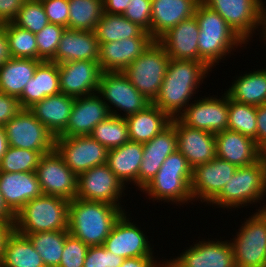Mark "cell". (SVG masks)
Masks as SVG:
<instances>
[{
	"label": "cell",
	"instance_id": "cell-52",
	"mask_svg": "<svg viewBox=\"0 0 266 267\" xmlns=\"http://www.w3.org/2000/svg\"><path fill=\"white\" fill-rule=\"evenodd\" d=\"M155 256L125 258L120 267H165L166 263L156 260Z\"/></svg>",
	"mask_w": 266,
	"mask_h": 267
},
{
	"label": "cell",
	"instance_id": "cell-32",
	"mask_svg": "<svg viewBox=\"0 0 266 267\" xmlns=\"http://www.w3.org/2000/svg\"><path fill=\"white\" fill-rule=\"evenodd\" d=\"M130 141L146 143L171 124V118L151 103L144 110L125 118Z\"/></svg>",
	"mask_w": 266,
	"mask_h": 267
},
{
	"label": "cell",
	"instance_id": "cell-3",
	"mask_svg": "<svg viewBox=\"0 0 266 267\" xmlns=\"http://www.w3.org/2000/svg\"><path fill=\"white\" fill-rule=\"evenodd\" d=\"M194 16L200 29L199 57L211 69L219 61L225 60L226 56L231 55L232 50L234 52L236 48L246 44L215 10L201 1L196 7Z\"/></svg>",
	"mask_w": 266,
	"mask_h": 267
},
{
	"label": "cell",
	"instance_id": "cell-17",
	"mask_svg": "<svg viewBox=\"0 0 266 267\" xmlns=\"http://www.w3.org/2000/svg\"><path fill=\"white\" fill-rule=\"evenodd\" d=\"M130 214L124 212L114 224L103 246L110 252L125 258L154 256L148 236L141 227L130 220Z\"/></svg>",
	"mask_w": 266,
	"mask_h": 267
},
{
	"label": "cell",
	"instance_id": "cell-29",
	"mask_svg": "<svg viewBox=\"0 0 266 267\" xmlns=\"http://www.w3.org/2000/svg\"><path fill=\"white\" fill-rule=\"evenodd\" d=\"M61 93L58 64L42 61L35 71L34 77L24 87L18 98L21 109H29L44 98Z\"/></svg>",
	"mask_w": 266,
	"mask_h": 267
},
{
	"label": "cell",
	"instance_id": "cell-33",
	"mask_svg": "<svg viewBox=\"0 0 266 267\" xmlns=\"http://www.w3.org/2000/svg\"><path fill=\"white\" fill-rule=\"evenodd\" d=\"M41 60L10 58L0 66V92L19 98Z\"/></svg>",
	"mask_w": 266,
	"mask_h": 267
},
{
	"label": "cell",
	"instance_id": "cell-24",
	"mask_svg": "<svg viewBox=\"0 0 266 267\" xmlns=\"http://www.w3.org/2000/svg\"><path fill=\"white\" fill-rule=\"evenodd\" d=\"M176 150L177 134L172 124L152 140L143 143V159L138 171L140 191L154 178L165 159Z\"/></svg>",
	"mask_w": 266,
	"mask_h": 267
},
{
	"label": "cell",
	"instance_id": "cell-34",
	"mask_svg": "<svg viewBox=\"0 0 266 267\" xmlns=\"http://www.w3.org/2000/svg\"><path fill=\"white\" fill-rule=\"evenodd\" d=\"M225 92L238 103L254 106L266 104V68L237 76Z\"/></svg>",
	"mask_w": 266,
	"mask_h": 267
},
{
	"label": "cell",
	"instance_id": "cell-47",
	"mask_svg": "<svg viewBox=\"0 0 266 267\" xmlns=\"http://www.w3.org/2000/svg\"><path fill=\"white\" fill-rule=\"evenodd\" d=\"M122 14L151 35V0H130Z\"/></svg>",
	"mask_w": 266,
	"mask_h": 267
},
{
	"label": "cell",
	"instance_id": "cell-54",
	"mask_svg": "<svg viewBox=\"0 0 266 267\" xmlns=\"http://www.w3.org/2000/svg\"><path fill=\"white\" fill-rule=\"evenodd\" d=\"M14 230V222L0 221V263L3 260L7 238Z\"/></svg>",
	"mask_w": 266,
	"mask_h": 267
},
{
	"label": "cell",
	"instance_id": "cell-41",
	"mask_svg": "<svg viewBox=\"0 0 266 267\" xmlns=\"http://www.w3.org/2000/svg\"><path fill=\"white\" fill-rule=\"evenodd\" d=\"M11 58H30L38 60L36 35L19 28L13 23L4 24Z\"/></svg>",
	"mask_w": 266,
	"mask_h": 267
},
{
	"label": "cell",
	"instance_id": "cell-10",
	"mask_svg": "<svg viewBox=\"0 0 266 267\" xmlns=\"http://www.w3.org/2000/svg\"><path fill=\"white\" fill-rule=\"evenodd\" d=\"M4 128L10 147L34 151L54 150V135L29 109H21Z\"/></svg>",
	"mask_w": 266,
	"mask_h": 267
},
{
	"label": "cell",
	"instance_id": "cell-42",
	"mask_svg": "<svg viewBox=\"0 0 266 267\" xmlns=\"http://www.w3.org/2000/svg\"><path fill=\"white\" fill-rule=\"evenodd\" d=\"M50 151H34L16 147H8L2 157L0 172H35L41 156Z\"/></svg>",
	"mask_w": 266,
	"mask_h": 267
},
{
	"label": "cell",
	"instance_id": "cell-19",
	"mask_svg": "<svg viewBox=\"0 0 266 267\" xmlns=\"http://www.w3.org/2000/svg\"><path fill=\"white\" fill-rule=\"evenodd\" d=\"M58 68L61 93L76 98L98 92L102 73L98 62L68 61Z\"/></svg>",
	"mask_w": 266,
	"mask_h": 267
},
{
	"label": "cell",
	"instance_id": "cell-28",
	"mask_svg": "<svg viewBox=\"0 0 266 267\" xmlns=\"http://www.w3.org/2000/svg\"><path fill=\"white\" fill-rule=\"evenodd\" d=\"M98 58L99 42L93 31L66 28L52 62L57 64L83 60L98 62Z\"/></svg>",
	"mask_w": 266,
	"mask_h": 267
},
{
	"label": "cell",
	"instance_id": "cell-31",
	"mask_svg": "<svg viewBox=\"0 0 266 267\" xmlns=\"http://www.w3.org/2000/svg\"><path fill=\"white\" fill-rule=\"evenodd\" d=\"M142 159L143 143L129 141L120 147L110 149L106 164L124 186L132 183L138 188V171Z\"/></svg>",
	"mask_w": 266,
	"mask_h": 267
},
{
	"label": "cell",
	"instance_id": "cell-57",
	"mask_svg": "<svg viewBox=\"0 0 266 267\" xmlns=\"http://www.w3.org/2000/svg\"><path fill=\"white\" fill-rule=\"evenodd\" d=\"M9 147L4 126H0V163Z\"/></svg>",
	"mask_w": 266,
	"mask_h": 267
},
{
	"label": "cell",
	"instance_id": "cell-14",
	"mask_svg": "<svg viewBox=\"0 0 266 267\" xmlns=\"http://www.w3.org/2000/svg\"><path fill=\"white\" fill-rule=\"evenodd\" d=\"M199 97L193 100L178 117L187 127L217 134L228 129L229 96Z\"/></svg>",
	"mask_w": 266,
	"mask_h": 267
},
{
	"label": "cell",
	"instance_id": "cell-16",
	"mask_svg": "<svg viewBox=\"0 0 266 267\" xmlns=\"http://www.w3.org/2000/svg\"><path fill=\"white\" fill-rule=\"evenodd\" d=\"M208 240V241H207ZM201 239L186 247L173 259L165 258L167 267H235L230 241ZM195 243V244H194Z\"/></svg>",
	"mask_w": 266,
	"mask_h": 267
},
{
	"label": "cell",
	"instance_id": "cell-21",
	"mask_svg": "<svg viewBox=\"0 0 266 267\" xmlns=\"http://www.w3.org/2000/svg\"><path fill=\"white\" fill-rule=\"evenodd\" d=\"M171 124L177 134V150L187 159L192 169L216 157L215 134L187 127L178 118H173Z\"/></svg>",
	"mask_w": 266,
	"mask_h": 267
},
{
	"label": "cell",
	"instance_id": "cell-51",
	"mask_svg": "<svg viewBox=\"0 0 266 267\" xmlns=\"http://www.w3.org/2000/svg\"><path fill=\"white\" fill-rule=\"evenodd\" d=\"M257 147L266 154V104L257 106Z\"/></svg>",
	"mask_w": 266,
	"mask_h": 267
},
{
	"label": "cell",
	"instance_id": "cell-23",
	"mask_svg": "<svg viewBox=\"0 0 266 267\" xmlns=\"http://www.w3.org/2000/svg\"><path fill=\"white\" fill-rule=\"evenodd\" d=\"M199 33L198 22L193 16L168 29L156 41L165 49L170 59L204 62L199 57Z\"/></svg>",
	"mask_w": 266,
	"mask_h": 267
},
{
	"label": "cell",
	"instance_id": "cell-6",
	"mask_svg": "<svg viewBox=\"0 0 266 267\" xmlns=\"http://www.w3.org/2000/svg\"><path fill=\"white\" fill-rule=\"evenodd\" d=\"M69 204L51 195L34 198L15 214L14 230L20 234L68 230Z\"/></svg>",
	"mask_w": 266,
	"mask_h": 267
},
{
	"label": "cell",
	"instance_id": "cell-55",
	"mask_svg": "<svg viewBox=\"0 0 266 267\" xmlns=\"http://www.w3.org/2000/svg\"><path fill=\"white\" fill-rule=\"evenodd\" d=\"M7 36L4 31V24L0 25V66L10 59Z\"/></svg>",
	"mask_w": 266,
	"mask_h": 267
},
{
	"label": "cell",
	"instance_id": "cell-36",
	"mask_svg": "<svg viewBox=\"0 0 266 267\" xmlns=\"http://www.w3.org/2000/svg\"><path fill=\"white\" fill-rule=\"evenodd\" d=\"M98 42H112L134 37H151L138 24L132 23L122 14L103 13L94 30Z\"/></svg>",
	"mask_w": 266,
	"mask_h": 267
},
{
	"label": "cell",
	"instance_id": "cell-18",
	"mask_svg": "<svg viewBox=\"0 0 266 267\" xmlns=\"http://www.w3.org/2000/svg\"><path fill=\"white\" fill-rule=\"evenodd\" d=\"M238 167L217 156L210 162L198 165L192 170L190 190L193 201L209 203L221 192Z\"/></svg>",
	"mask_w": 266,
	"mask_h": 267
},
{
	"label": "cell",
	"instance_id": "cell-5",
	"mask_svg": "<svg viewBox=\"0 0 266 267\" xmlns=\"http://www.w3.org/2000/svg\"><path fill=\"white\" fill-rule=\"evenodd\" d=\"M266 196V154L257 162L238 167L221 192L209 203L222 209L260 204ZM244 205V206H243Z\"/></svg>",
	"mask_w": 266,
	"mask_h": 267
},
{
	"label": "cell",
	"instance_id": "cell-37",
	"mask_svg": "<svg viewBox=\"0 0 266 267\" xmlns=\"http://www.w3.org/2000/svg\"><path fill=\"white\" fill-rule=\"evenodd\" d=\"M103 13V0H69L68 29L94 32Z\"/></svg>",
	"mask_w": 266,
	"mask_h": 267
},
{
	"label": "cell",
	"instance_id": "cell-1",
	"mask_svg": "<svg viewBox=\"0 0 266 267\" xmlns=\"http://www.w3.org/2000/svg\"><path fill=\"white\" fill-rule=\"evenodd\" d=\"M211 71L205 62L170 59L159 93L152 103L171 119L178 118Z\"/></svg>",
	"mask_w": 266,
	"mask_h": 267
},
{
	"label": "cell",
	"instance_id": "cell-30",
	"mask_svg": "<svg viewBox=\"0 0 266 267\" xmlns=\"http://www.w3.org/2000/svg\"><path fill=\"white\" fill-rule=\"evenodd\" d=\"M74 101L75 97L59 93L35 103L29 110L56 138L66 129Z\"/></svg>",
	"mask_w": 266,
	"mask_h": 267
},
{
	"label": "cell",
	"instance_id": "cell-11",
	"mask_svg": "<svg viewBox=\"0 0 266 267\" xmlns=\"http://www.w3.org/2000/svg\"><path fill=\"white\" fill-rule=\"evenodd\" d=\"M125 187L108 165L103 164L78 175L76 198L105 202L123 209L120 202L121 198L126 195L124 191L127 188Z\"/></svg>",
	"mask_w": 266,
	"mask_h": 267
},
{
	"label": "cell",
	"instance_id": "cell-48",
	"mask_svg": "<svg viewBox=\"0 0 266 267\" xmlns=\"http://www.w3.org/2000/svg\"><path fill=\"white\" fill-rule=\"evenodd\" d=\"M49 23L68 28L69 0H41Z\"/></svg>",
	"mask_w": 266,
	"mask_h": 267
},
{
	"label": "cell",
	"instance_id": "cell-4",
	"mask_svg": "<svg viewBox=\"0 0 266 267\" xmlns=\"http://www.w3.org/2000/svg\"><path fill=\"white\" fill-rule=\"evenodd\" d=\"M192 168L183 154L176 150L162 163L154 178L141 190L149 199L183 205L193 203L190 190Z\"/></svg>",
	"mask_w": 266,
	"mask_h": 267
},
{
	"label": "cell",
	"instance_id": "cell-50",
	"mask_svg": "<svg viewBox=\"0 0 266 267\" xmlns=\"http://www.w3.org/2000/svg\"><path fill=\"white\" fill-rule=\"evenodd\" d=\"M25 0H0V25L12 23Z\"/></svg>",
	"mask_w": 266,
	"mask_h": 267
},
{
	"label": "cell",
	"instance_id": "cell-44",
	"mask_svg": "<svg viewBox=\"0 0 266 267\" xmlns=\"http://www.w3.org/2000/svg\"><path fill=\"white\" fill-rule=\"evenodd\" d=\"M65 27L51 24L46 25L41 31L36 33V43L38 48V60L52 61Z\"/></svg>",
	"mask_w": 266,
	"mask_h": 267
},
{
	"label": "cell",
	"instance_id": "cell-43",
	"mask_svg": "<svg viewBox=\"0 0 266 267\" xmlns=\"http://www.w3.org/2000/svg\"><path fill=\"white\" fill-rule=\"evenodd\" d=\"M12 23L36 34L49 24V20L41 0H25Z\"/></svg>",
	"mask_w": 266,
	"mask_h": 267
},
{
	"label": "cell",
	"instance_id": "cell-49",
	"mask_svg": "<svg viewBox=\"0 0 266 267\" xmlns=\"http://www.w3.org/2000/svg\"><path fill=\"white\" fill-rule=\"evenodd\" d=\"M21 110L17 97L0 92V126H4Z\"/></svg>",
	"mask_w": 266,
	"mask_h": 267
},
{
	"label": "cell",
	"instance_id": "cell-39",
	"mask_svg": "<svg viewBox=\"0 0 266 267\" xmlns=\"http://www.w3.org/2000/svg\"><path fill=\"white\" fill-rule=\"evenodd\" d=\"M90 136L108 150L120 147L130 141L126 119L114 115L97 124Z\"/></svg>",
	"mask_w": 266,
	"mask_h": 267
},
{
	"label": "cell",
	"instance_id": "cell-7",
	"mask_svg": "<svg viewBox=\"0 0 266 267\" xmlns=\"http://www.w3.org/2000/svg\"><path fill=\"white\" fill-rule=\"evenodd\" d=\"M169 61L165 49L154 40L123 73L141 94L153 102L163 83Z\"/></svg>",
	"mask_w": 266,
	"mask_h": 267
},
{
	"label": "cell",
	"instance_id": "cell-27",
	"mask_svg": "<svg viewBox=\"0 0 266 267\" xmlns=\"http://www.w3.org/2000/svg\"><path fill=\"white\" fill-rule=\"evenodd\" d=\"M201 0H151V37L157 40L168 29L194 16Z\"/></svg>",
	"mask_w": 266,
	"mask_h": 267
},
{
	"label": "cell",
	"instance_id": "cell-38",
	"mask_svg": "<svg viewBox=\"0 0 266 267\" xmlns=\"http://www.w3.org/2000/svg\"><path fill=\"white\" fill-rule=\"evenodd\" d=\"M68 230L45 231L34 234H22L28 237L40 254L45 266L58 267Z\"/></svg>",
	"mask_w": 266,
	"mask_h": 267
},
{
	"label": "cell",
	"instance_id": "cell-26",
	"mask_svg": "<svg viewBox=\"0 0 266 267\" xmlns=\"http://www.w3.org/2000/svg\"><path fill=\"white\" fill-rule=\"evenodd\" d=\"M216 156L237 167L257 162L264 153L255 140L237 131L226 129L215 134Z\"/></svg>",
	"mask_w": 266,
	"mask_h": 267
},
{
	"label": "cell",
	"instance_id": "cell-46",
	"mask_svg": "<svg viewBox=\"0 0 266 267\" xmlns=\"http://www.w3.org/2000/svg\"><path fill=\"white\" fill-rule=\"evenodd\" d=\"M123 261V257L108 251L103 245L89 246L83 267H120Z\"/></svg>",
	"mask_w": 266,
	"mask_h": 267
},
{
	"label": "cell",
	"instance_id": "cell-58",
	"mask_svg": "<svg viewBox=\"0 0 266 267\" xmlns=\"http://www.w3.org/2000/svg\"><path fill=\"white\" fill-rule=\"evenodd\" d=\"M266 2L262 1V6H261V25H260V32L262 33L260 37H262L263 39H266V6L265 5Z\"/></svg>",
	"mask_w": 266,
	"mask_h": 267
},
{
	"label": "cell",
	"instance_id": "cell-13",
	"mask_svg": "<svg viewBox=\"0 0 266 267\" xmlns=\"http://www.w3.org/2000/svg\"><path fill=\"white\" fill-rule=\"evenodd\" d=\"M54 149L77 176L106 164L109 151L91 136L56 137Z\"/></svg>",
	"mask_w": 266,
	"mask_h": 267
},
{
	"label": "cell",
	"instance_id": "cell-2",
	"mask_svg": "<svg viewBox=\"0 0 266 267\" xmlns=\"http://www.w3.org/2000/svg\"><path fill=\"white\" fill-rule=\"evenodd\" d=\"M124 212L113 204L74 198L69 204L68 232L88 246L103 245Z\"/></svg>",
	"mask_w": 266,
	"mask_h": 267
},
{
	"label": "cell",
	"instance_id": "cell-15",
	"mask_svg": "<svg viewBox=\"0 0 266 267\" xmlns=\"http://www.w3.org/2000/svg\"><path fill=\"white\" fill-rule=\"evenodd\" d=\"M35 172L44 195L68 201L76 198L78 176L65 164L55 149L41 156Z\"/></svg>",
	"mask_w": 266,
	"mask_h": 267
},
{
	"label": "cell",
	"instance_id": "cell-40",
	"mask_svg": "<svg viewBox=\"0 0 266 267\" xmlns=\"http://www.w3.org/2000/svg\"><path fill=\"white\" fill-rule=\"evenodd\" d=\"M257 106L238 103L229 98L228 129L255 140L257 145Z\"/></svg>",
	"mask_w": 266,
	"mask_h": 267
},
{
	"label": "cell",
	"instance_id": "cell-35",
	"mask_svg": "<svg viewBox=\"0 0 266 267\" xmlns=\"http://www.w3.org/2000/svg\"><path fill=\"white\" fill-rule=\"evenodd\" d=\"M40 254L27 236L15 230L7 238L0 267H43Z\"/></svg>",
	"mask_w": 266,
	"mask_h": 267
},
{
	"label": "cell",
	"instance_id": "cell-25",
	"mask_svg": "<svg viewBox=\"0 0 266 267\" xmlns=\"http://www.w3.org/2000/svg\"><path fill=\"white\" fill-rule=\"evenodd\" d=\"M0 191L14 215L27 202L43 195L36 172H0Z\"/></svg>",
	"mask_w": 266,
	"mask_h": 267
},
{
	"label": "cell",
	"instance_id": "cell-59",
	"mask_svg": "<svg viewBox=\"0 0 266 267\" xmlns=\"http://www.w3.org/2000/svg\"><path fill=\"white\" fill-rule=\"evenodd\" d=\"M258 211H262L266 215V205H263Z\"/></svg>",
	"mask_w": 266,
	"mask_h": 267
},
{
	"label": "cell",
	"instance_id": "cell-20",
	"mask_svg": "<svg viewBox=\"0 0 266 267\" xmlns=\"http://www.w3.org/2000/svg\"><path fill=\"white\" fill-rule=\"evenodd\" d=\"M111 113L98 93L76 97L66 129L58 137L90 136Z\"/></svg>",
	"mask_w": 266,
	"mask_h": 267
},
{
	"label": "cell",
	"instance_id": "cell-53",
	"mask_svg": "<svg viewBox=\"0 0 266 267\" xmlns=\"http://www.w3.org/2000/svg\"><path fill=\"white\" fill-rule=\"evenodd\" d=\"M130 0H103L104 12L107 14H123Z\"/></svg>",
	"mask_w": 266,
	"mask_h": 267
},
{
	"label": "cell",
	"instance_id": "cell-12",
	"mask_svg": "<svg viewBox=\"0 0 266 267\" xmlns=\"http://www.w3.org/2000/svg\"><path fill=\"white\" fill-rule=\"evenodd\" d=\"M263 0H201L215 10L246 43L260 31Z\"/></svg>",
	"mask_w": 266,
	"mask_h": 267
},
{
	"label": "cell",
	"instance_id": "cell-9",
	"mask_svg": "<svg viewBox=\"0 0 266 267\" xmlns=\"http://www.w3.org/2000/svg\"><path fill=\"white\" fill-rule=\"evenodd\" d=\"M97 93L108 106L111 115L122 118L140 112L152 103L130 83L123 72H102Z\"/></svg>",
	"mask_w": 266,
	"mask_h": 267
},
{
	"label": "cell",
	"instance_id": "cell-8",
	"mask_svg": "<svg viewBox=\"0 0 266 267\" xmlns=\"http://www.w3.org/2000/svg\"><path fill=\"white\" fill-rule=\"evenodd\" d=\"M235 234L229 240L235 267H266V215L256 209Z\"/></svg>",
	"mask_w": 266,
	"mask_h": 267
},
{
	"label": "cell",
	"instance_id": "cell-45",
	"mask_svg": "<svg viewBox=\"0 0 266 267\" xmlns=\"http://www.w3.org/2000/svg\"><path fill=\"white\" fill-rule=\"evenodd\" d=\"M89 246L82 240L72 236H66L64 250L58 267H83L85 256Z\"/></svg>",
	"mask_w": 266,
	"mask_h": 267
},
{
	"label": "cell",
	"instance_id": "cell-22",
	"mask_svg": "<svg viewBox=\"0 0 266 267\" xmlns=\"http://www.w3.org/2000/svg\"><path fill=\"white\" fill-rule=\"evenodd\" d=\"M154 41L152 37H134L99 42L98 63L102 72H123Z\"/></svg>",
	"mask_w": 266,
	"mask_h": 267
},
{
	"label": "cell",
	"instance_id": "cell-56",
	"mask_svg": "<svg viewBox=\"0 0 266 267\" xmlns=\"http://www.w3.org/2000/svg\"><path fill=\"white\" fill-rule=\"evenodd\" d=\"M0 221L14 222L15 215L5 205L1 191H0Z\"/></svg>",
	"mask_w": 266,
	"mask_h": 267
}]
</instances>
